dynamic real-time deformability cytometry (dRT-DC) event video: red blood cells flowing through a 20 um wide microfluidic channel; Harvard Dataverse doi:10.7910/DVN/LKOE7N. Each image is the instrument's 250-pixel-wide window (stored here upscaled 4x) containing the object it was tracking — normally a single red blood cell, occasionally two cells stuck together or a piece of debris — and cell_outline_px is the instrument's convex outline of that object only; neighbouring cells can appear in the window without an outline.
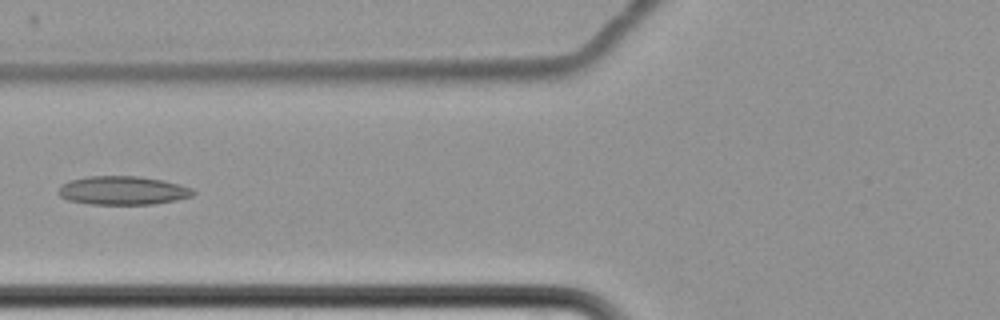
{"species": "common noctule bat (a hibernating species)", "species_latin": "Nyctalus noctula", "temperature_condition": "cold", "stored_images_in_passage": 9, "camera_frame_rate_fps": 3000, "um_per_image_px": 0.085, "animal": {"sex": "female", "body_mass_g": 22.7, "forearm_length_mm": 54.2}, "frame": {"image": 1, "passage_image": 8, "time_ms": 9.333, "image_size_px": [1000, 320], "cell_outline_px": [[196, 192], [192, 196], [176, 200], [152, 204], [88, 204], [68, 200], [60, 196], [56, 192], [64, 184], [72, 180], [88, 176], [136, 176], [164, 180], [180, 184], [192, 188]], "centroid_in_image_um": [10.46, 16.19], "position_along_channel_um": 115.3, "area_um2": 22.43}}
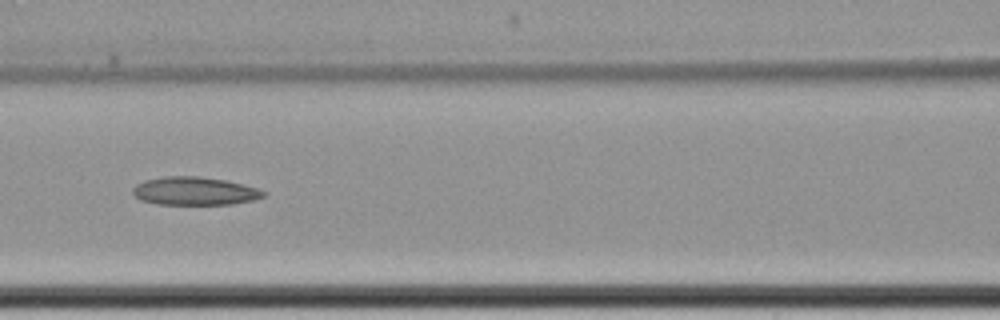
{"frame": {"image": 2, "passage_image": 9, "time_ms": 10.333, "image_size_px": [1000, 320], "cell_outline_px": [[268, 192], [264, 196], [252, 200], [232, 204], [156, 204], [140, 200], [132, 192], [132, 188], [136, 184], [144, 180], [164, 176], [200, 176], [224, 180], [260, 188]], "centroid_in_image_um": [16.54, 16.23], "position_along_channel_um": 150.1, "area_um2": 21.56}}